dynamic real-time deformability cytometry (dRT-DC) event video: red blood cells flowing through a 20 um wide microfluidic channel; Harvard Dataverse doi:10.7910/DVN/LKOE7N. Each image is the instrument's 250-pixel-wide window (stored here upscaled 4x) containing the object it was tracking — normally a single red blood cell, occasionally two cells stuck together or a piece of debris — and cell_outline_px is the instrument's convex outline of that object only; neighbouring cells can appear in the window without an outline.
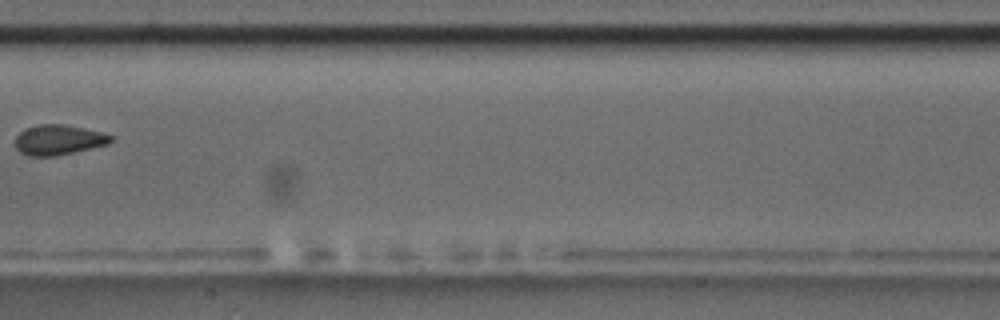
{"species": "common noctule bat (a hibernating species)", "species_latin": "Nyctalus noctula", "temperature_condition": "room temperature", "stored_images_in_passage": 11, "camera_frame_rate_fps": 3000, "um_per_image_px": 0.085, "animal": {"sex": "male", "body_mass_g": 17.5, "forearm_length_mm": 52.3}, "frame": {"image": 1, "passage_image": 8, "time_ms": 9.0, "image_size_px": [1000, 320], "cell_outline_px": [[112, 140], [108, 144], [56, 156], [28, 156], [20, 152], [16, 148], [16, 136], [24, 128], [40, 124], [64, 124], [104, 132], [112, 136]], "centroid_in_image_um": [4.97, 11.88], "position_along_channel_um": 202.4, "area_um2": 16.82}}